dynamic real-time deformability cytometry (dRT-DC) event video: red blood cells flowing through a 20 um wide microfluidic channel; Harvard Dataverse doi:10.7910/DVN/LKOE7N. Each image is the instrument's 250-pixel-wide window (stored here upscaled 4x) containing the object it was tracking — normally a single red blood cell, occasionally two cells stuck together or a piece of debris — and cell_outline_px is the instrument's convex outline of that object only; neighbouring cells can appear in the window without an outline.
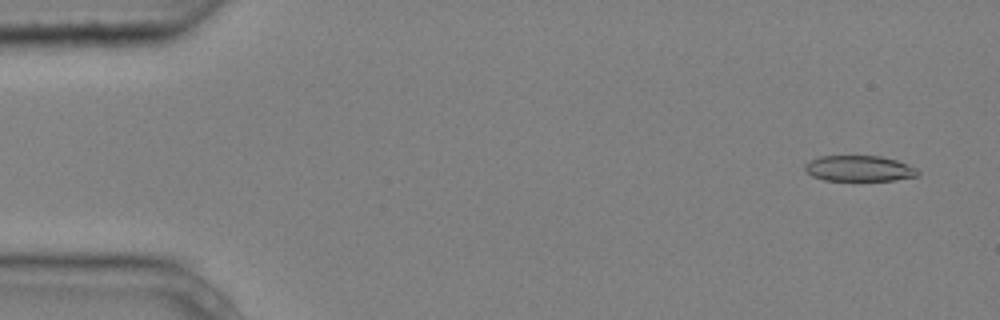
{"species": "common noctule bat (a hibernating species)", "species_latin": "Nyctalus noctula", "temperature_condition": "cold", "stored_images_in_passage": 8, "camera_frame_rate_fps": 3000, "um_per_image_px": 0.085, "animal": {"sex": "male", "body_mass_g": 20.4}, "frame": {"image": 1, "passage_image": 1, "time_ms": 0.0, "image_size_px": [1000, 320], "cell_outline_px": [[920, 172], [916, 176], [896, 180], [824, 180], [812, 176], [804, 168], [804, 164], [820, 156], [880, 156], [896, 160], [916, 168]], "centroid_in_image_um": [73.03, 14.32], "position_along_channel_um": 12.0, "area_um2": 16.76}}
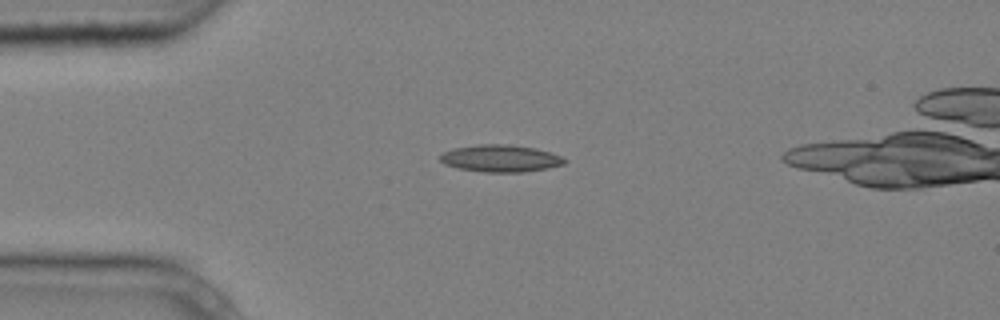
{"frame": {"image": 2, "passage_image": 4, "time_ms": 1.0, "image_size_px": [1000, 320], "cell_outline_px": [[568, 160], [564, 164], [548, 168], [524, 172], [484, 172], [460, 168], [444, 164], [440, 160], [440, 156], [444, 152], [456, 148], [480, 144], [508, 144], [536, 148], [552, 152]], "centroid_in_image_um": [42.6, 13.46], "position_along_channel_um": 42.4, "area_um2": 19.59}}
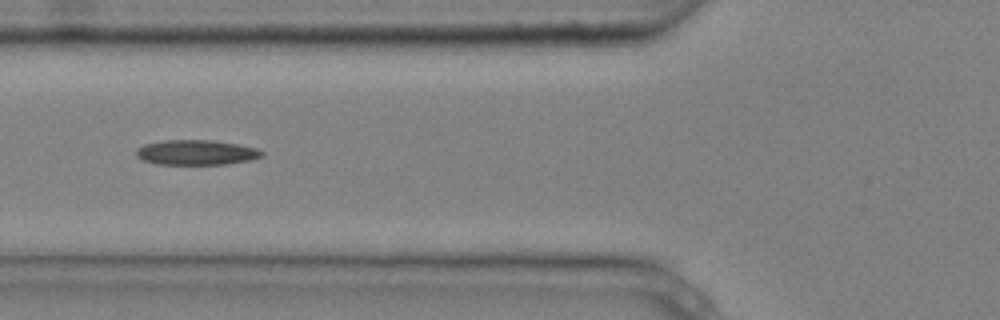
{"frame": {"image": 3, "passage_image": 6, "time_ms": 1.667, "image_size_px": [1000, 320], "cell_outline_px": [[264, 156], [252, 160], [228, 164], [156, 164], [140, 160], [136, 156], [136, 148], [144, 144], [164, 140], [212, 140], [236, 144], [256, 148], [264, 152]], "centroid_in_image_um": [16.67, 12.96], "position_along_channel_um": 109.1, "area_um2": 18.5}}